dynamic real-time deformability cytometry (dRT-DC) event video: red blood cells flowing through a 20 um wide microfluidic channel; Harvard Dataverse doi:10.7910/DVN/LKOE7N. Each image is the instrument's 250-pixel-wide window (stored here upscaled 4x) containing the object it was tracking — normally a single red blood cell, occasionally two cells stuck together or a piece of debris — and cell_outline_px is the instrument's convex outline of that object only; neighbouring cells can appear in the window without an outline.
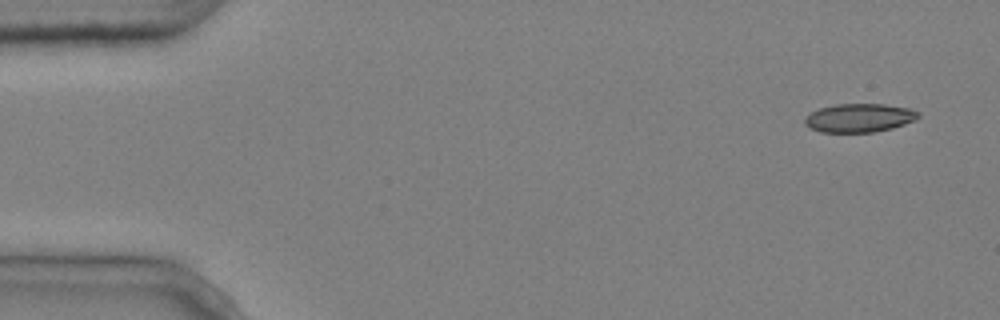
{"species": "common noctule bat (a hibernating species)", "species_latin": "Nyctalus noctula", "temperature_condition": "cold", "stored_images_in_passage": 5, "camera_frame_rate_fps": 3000, "um_per_image_px": 0.085, "animal": {"sex": "male", "body_mass_g": 20.4}, "frame": {"image": 1, "passage_image": 1, "time_ms": 0.0, "image_size_px": [1000, 320], "cell_outline_px": [[920, 116], [916, 120], [892, 128], [872, 132], [820, 132], [804, 124], [804, 120], [812, 112], [820, 108], [836, 104], [884, 104], [908, 108], [920, 112]], "centroid_in_image_um": [73.07, 10.02], "position_along_channel_um": 11.9, "area_um2": 18.79}}
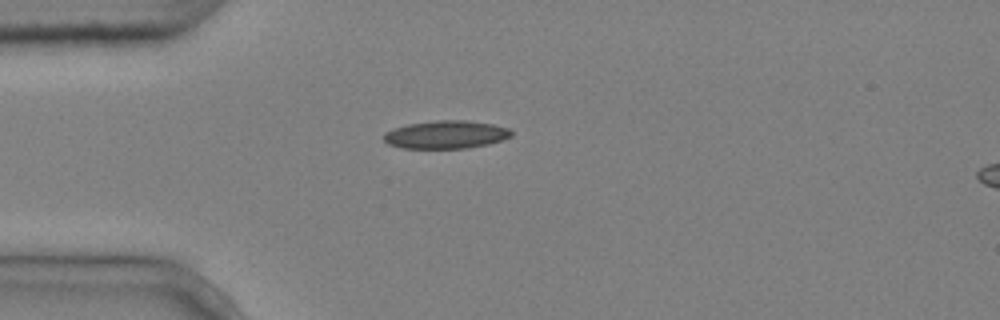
{"frame": {"image": 2, "passage_image": 4, "time_ms": 1.0, "image_size_px": [1000, 320], "cell_outline_px": [[512, 136], [504, 140], [488, 144], [468, 148], [400, 148], [388, 144], [384, 140], [384, 132], [392, 128], [408, 124], [436, 120], [468, 120], [492, 124], [508, 128], [512, 132]], "centroid_in_image_um": [37.9, 11.44], "position_along_channel_um": 47.1, "area_um2": 20.98}}